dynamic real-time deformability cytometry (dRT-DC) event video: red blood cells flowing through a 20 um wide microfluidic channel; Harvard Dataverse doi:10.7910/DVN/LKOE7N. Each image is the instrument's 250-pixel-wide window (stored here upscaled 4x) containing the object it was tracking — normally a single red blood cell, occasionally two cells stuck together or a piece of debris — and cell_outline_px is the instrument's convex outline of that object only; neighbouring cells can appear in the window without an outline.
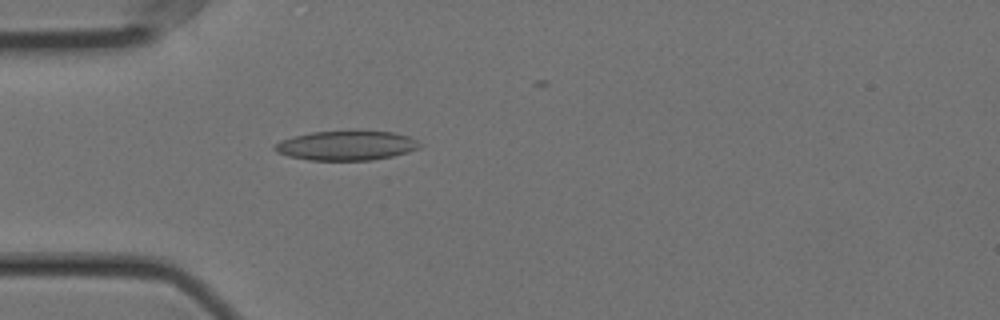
{"species": "Egyptian fruit bat (a non-hibernating species)", "species_latin": "Rousettus aegyptiacus", "temperature_condition": "cold", "stored_images_in_passage": 34, "camera_frame_rate_fps": 3000, "um_per_image_px": 0.085, "animal": {"sex": "female"}, "frame": {"image": 1, "passage_image": 6, "time_ms": 1.667, "image_size_px": [1000, 320], "cell_outline_px": [[424, 144], [420, 148], [408, 152], [392, 156], [372, 160], [308, 160], [288, 156], [276, 152], [272, 148], [280, 140], [292, 136], [312, 132], [356, 128], [392, 132], [408, 136]], "centroid_in_image_um": [29.46, 12.33], "position_along_channel_um": 55.5, "area_um2": 25.89}}
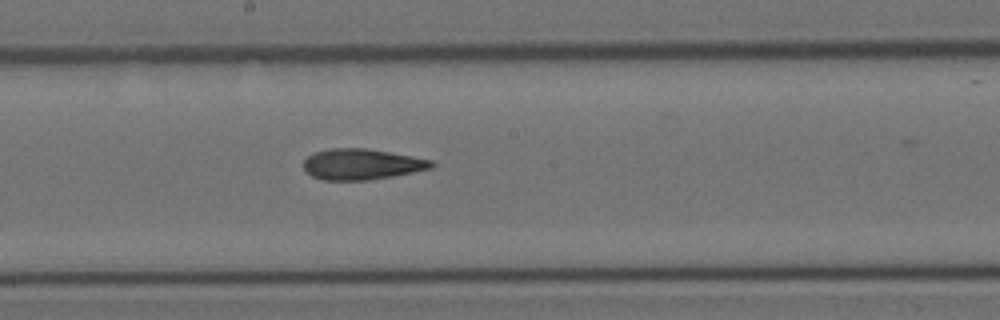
{"frame": {"image": 2, "passage_image": 20, "time_ms": 6.333, "image_size_px": [1000, 320], "cell_outline_px": [[436, 164], [432, 168], [392, 176], [368, 180], [320, 180], [312, 176], [304, 168], [304, 160], [312, 152], [328, 148], [364, 148], [412, 156], [432, 160]], "centroid_in_image_um": [30.72, 13.95], "position_along_channel_um": 217.5, "area_um2": 22.95}}
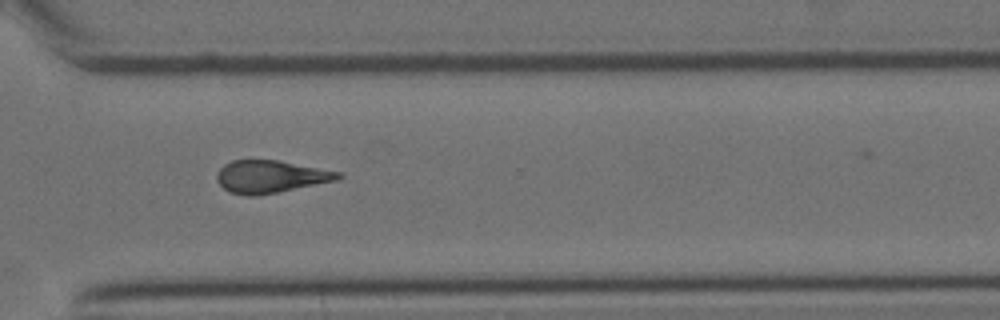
{"frame": {"image": 3, "passage_image": 31, "time_ms": 10.0, "image_size_px": [1000, 320], "cell_outline_px": [[344, 176], [336, 180], [256, 196], [248, 196], [232, 192], [224, 188], [216, 180], [216, 176], [220, 168], [224, 164], [232, 160], [280, 160], [340, 172]], "centroid_in_image_um": [22.98, 15.0], "position_along_channel_um": 347.6, "area_um2": 22.72}}